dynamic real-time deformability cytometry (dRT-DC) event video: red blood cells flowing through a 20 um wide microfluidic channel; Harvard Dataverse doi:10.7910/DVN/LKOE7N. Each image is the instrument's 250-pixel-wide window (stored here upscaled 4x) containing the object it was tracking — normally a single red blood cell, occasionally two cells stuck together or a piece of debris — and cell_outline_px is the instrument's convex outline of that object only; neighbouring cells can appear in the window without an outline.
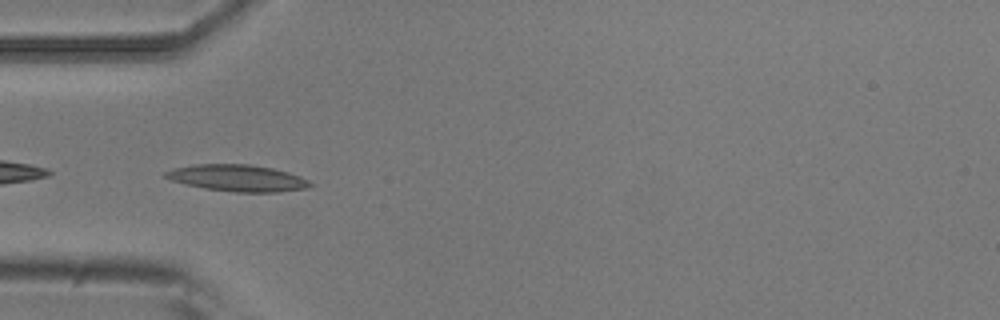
{"species": "common noctule bat (a hibernating species)", "species_latin": "Nyctalus noctula", "temperature_condition": "room temperature", "stored_images_in_passage": 36, "camera_frame_rate_fps": 3000, "um_per_image_px": 0.085, "animal": {"sex": "male", "body_mass_g": 20.5, "forearm_length_mm": 52.5}, "frame": {"image": 1, "passage_image": 1, "time_ms": 0.0, "image_size_px": [1000, 320], "cell_outline_px": [[312, 184], [308, 188], [280, 192], [236, 192], [204, 188], [184, 184], [172, 180], [164, 176], [164, 172], [172, 168], [196, 164], [248, 164], [272, 168], [288, 172], [300, 176], [308, 180]], "centroid_in_image_um": [20.18, 15.13], "position_along_channel_um": 64.8, "area_um2": 22.43}}
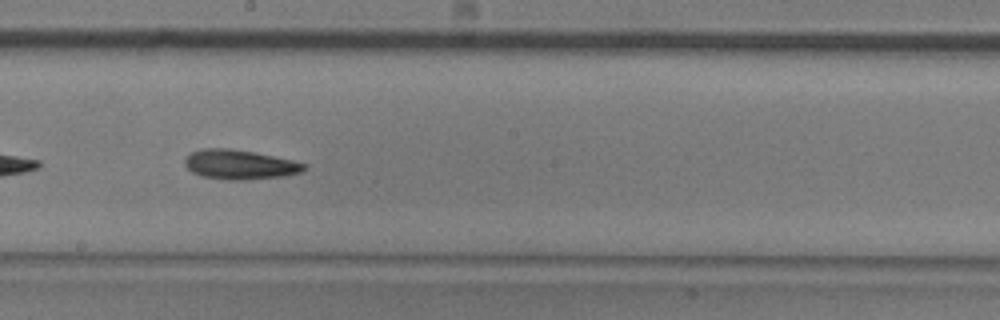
{"frame": {"image": 2, "passage_image": 14, "time_ms": 4.333, "image_size_px": [1000, 320], "cell_outline_px": [[308, 168], [300, 172], [284, 176], [244, 180], [228, 180], [204, 176], [192, 172], [184, 164], [184, 160], [192, 152], [204, 148], [228, 148], [252, 152], [292, 160], [308, 164]], "centroid_in_image_um": [20.4, 13.99], "position_along_channel_um": 227.8, "area_um2": 20.35}}
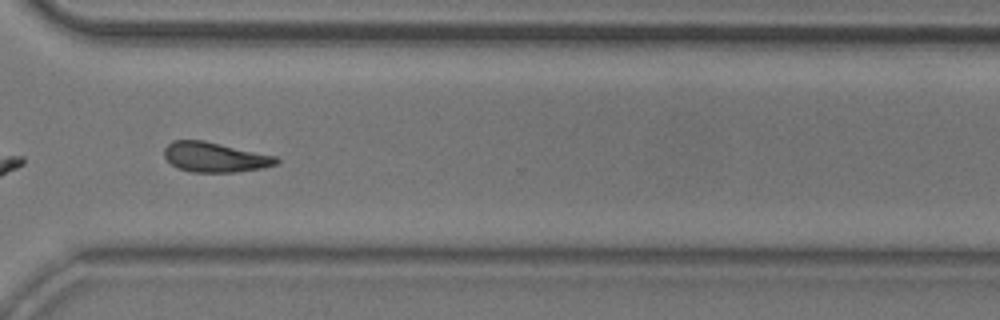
{"frame": {"image": 3, "passage_image": 24, "time_ms": 7.667, "image_size_px": [1000, 320], "cell_outline_px": [[280, 160], [276, 164], [264, 168], [236, 172], [192, 172], [176, 168], [164, 156], [164, 148], [172, 140], [204, 140], [276, 156]], "centroid_in_image_um": [18.26, 13.36], "position_along_channel_um": 352.3, "area_um2": 19.59}, "authors_computed_cell_mechanics": {"area_um2": 19.3919, "velocity_mm_per_s": 3.748, "shape_relaxation_time_tau1_ms": 5.3461, "shape_relaxation_time_tau2_ms": null, "deformation_change_tau1": 0.1469, "deformation_change_tau2": null}}